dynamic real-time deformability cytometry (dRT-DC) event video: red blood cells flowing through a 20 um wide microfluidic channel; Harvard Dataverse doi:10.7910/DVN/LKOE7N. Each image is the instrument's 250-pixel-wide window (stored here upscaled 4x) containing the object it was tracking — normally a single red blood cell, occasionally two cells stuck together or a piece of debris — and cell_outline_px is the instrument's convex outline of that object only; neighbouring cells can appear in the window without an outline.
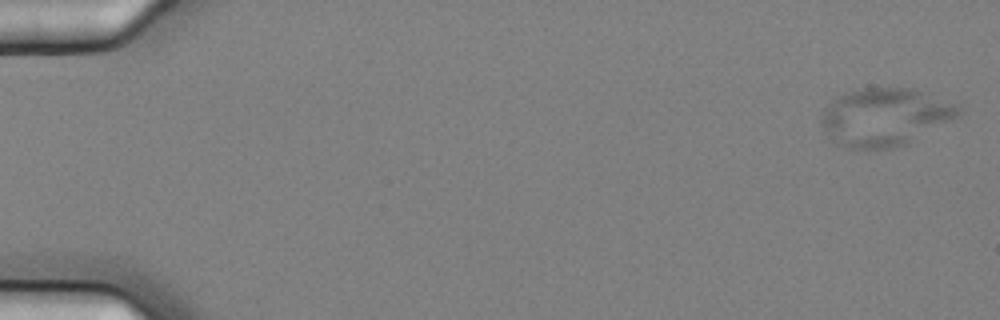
{"species": "common noctule bat (a hibernating species)", "species_latin": "Nyctalus noctula", "temperature_condition": "cold", "stored_images_in_passage": 7, "camera_frame_rate_fps": 3000, "um_per_image_px": 0.085, "animal": {"sex": "female", "body_mass_g": 25.1}, "frame": {"image": 1, "passage_image": 1, "time_ms": 0.0, "image_size_px": [1000, 320], "cell_outline_px": [[960, 116], [904, 144], [888, 148], [848, 148], [840, 144], [820, 124], [820, 120], [824, 108], [832, 100], [840, 96], [864, 88], [916, 88], [960, 104]], "centroid_in_image_um": [75.28, 9.91], "position_along_channel_um": 9.7, "area_um2": 45.55}}
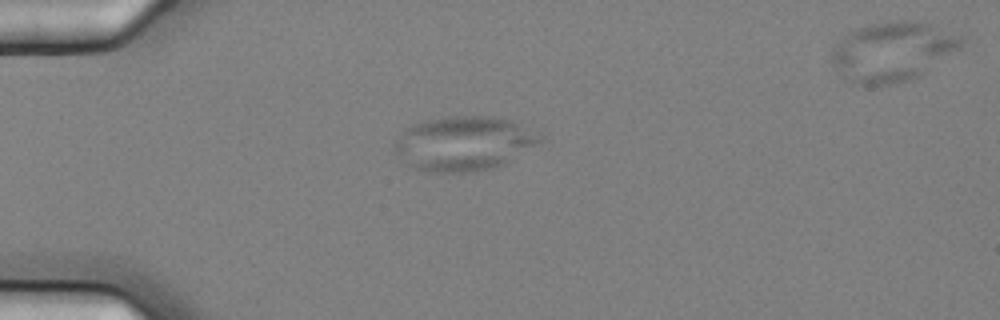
{"frame": {"image": 2, "passage_image": 5, "time_ms": 1.333, "image_size_px": [1000, 320], "cell_outline_px": [[544, 140], [540, 144], [504, 164], [476, 172], [432, 172], [412, 168], [400, 160], [392, 144], [404, 128], [420, 120], [448, 116], [496, 116], [512, 120], [544, 136]], "centroid_in_image_um": [39.41, 12.18], "position_along_channel_um": 45.6, "area_um2": 46.93}}
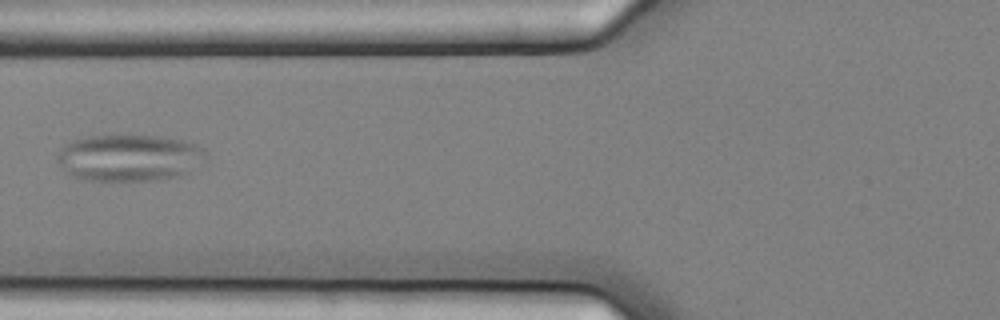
{"frame": {"image": 3, "passage_image": 7, "time_ms": 2.0, "image_size_px": [1000, 320], "cell_outline_px": [[208, 156], [180, 176], [156, 180], [84, 180], [72, 176], [56, 160], [56, 156], [64, 144], [72, 140], [88, 136], [112, 132], [160, 136], [180, 140], [196, 144], [204, 148], [208, 152]], "centroid_in_image_um": [10.95, 13.35], "position_along_channel_um": 114.9, "area_um2": 41.27}}